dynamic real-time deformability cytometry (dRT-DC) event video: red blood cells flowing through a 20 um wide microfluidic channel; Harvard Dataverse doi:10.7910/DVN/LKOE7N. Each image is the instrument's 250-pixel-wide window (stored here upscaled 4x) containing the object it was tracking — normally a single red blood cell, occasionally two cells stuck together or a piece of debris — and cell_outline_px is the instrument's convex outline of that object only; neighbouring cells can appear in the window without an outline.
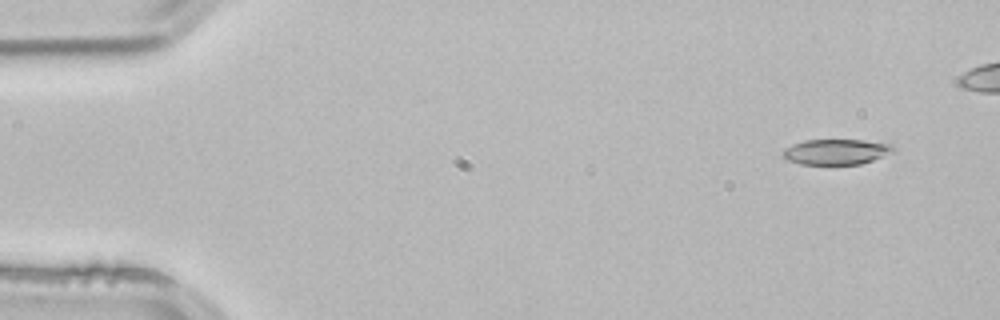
{"species": "common noctule bat (a hibernating species)", "species_latin": "Nyctalus noctula", "temperature_condition": "room temperature", "stored_images_in_passage": 4, "camera_frame_rate_fps": 3000, "um_per_image_px": 0.085, "animal": {"sex": "male", "body_mass_g": 21.5, "forearm_length_mm": 52.0}, "frame": {"image": 1, "passage_image": 1, "time_ms": 0.0, "image_size_px": [1000, 320], "cell_outline_px": [[896, 152], [860, 164], [800, 164], [788, 160], [780, 156], [784, 148], [792, 144], [804, 140], [864, 140], [892, 144], [896, 148]], "centroid_in_image_um": [71.08, 12.9], "position_along_channel_um": 13.9, "area_um2": 16.59}}